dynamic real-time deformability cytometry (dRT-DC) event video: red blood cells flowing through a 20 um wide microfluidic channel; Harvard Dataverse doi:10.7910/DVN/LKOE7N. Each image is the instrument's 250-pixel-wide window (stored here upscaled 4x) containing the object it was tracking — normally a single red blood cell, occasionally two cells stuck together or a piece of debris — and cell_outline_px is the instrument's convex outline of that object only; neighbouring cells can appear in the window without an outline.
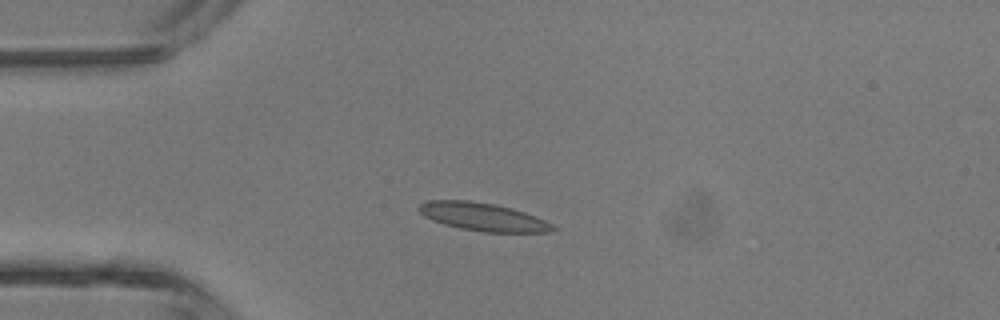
{"species": "common noctule bat (a hibernating species)", "species_latin": "Nyctalus noctula", "temperature_condition": "room temperature", "stored_images_in_passage": 4, "camera_frame_rate_fps": 3000, "um_per_image_px": 0.085, "animal": {"sex": "male", "body_mass_g": 13.3}, "frame": {"image": 1, "passage_image": 3, "time_ms": 2.333, "image_size_px": [1000, 320], "cell_outline_px": [[556, 228], [548, 232], [484, 232], [460, 228], [444, 224], [432, 220], [424, 216], [420, 212], [420, 204], [428, 200], [468, 200], [496, 204], [512, 208], [536, 216], [552, 224]], "centroid_in_image_um": [41.05, 18.43], "position_along_channel_um": 43.9, "area_um2": 21.73}}